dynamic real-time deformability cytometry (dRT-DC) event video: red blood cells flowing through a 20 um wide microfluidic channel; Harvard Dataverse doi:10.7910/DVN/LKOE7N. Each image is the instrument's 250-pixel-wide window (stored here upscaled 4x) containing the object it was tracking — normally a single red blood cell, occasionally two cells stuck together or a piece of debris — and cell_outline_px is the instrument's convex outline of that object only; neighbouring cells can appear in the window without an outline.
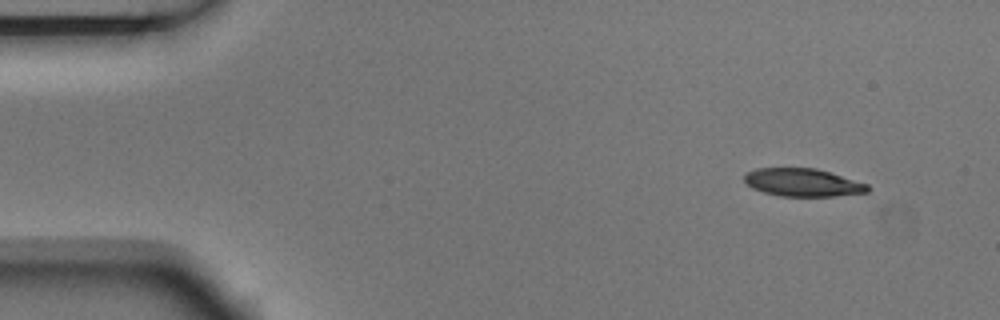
{"species": "Egyptian fruit bat (a non-hibernating species)", "species_latin": "Rousettus aegyptiacus", "temperature_condition": "room temperature", "stored_images_in_passage": 4, "camera_frame_rate_fps": 3000, "um_per_image_px": 0.085, "animal": {"sex": "male"}, "frame": {"image": 1, "passage_image": 1, "time_ms": 0.0, "image_size_px": [1000, 320], "cell_outline_px": [[868, 192], [832, 196], [780, 196], [764, 192], [752, 188], [744, 180], [744, 172], [756, 168], [816, 168], [868, 184]], "centroid_in_image_um": [68.19, 15.5], "position_along_channel_um": 16.8, "area_um2": 19.94}}
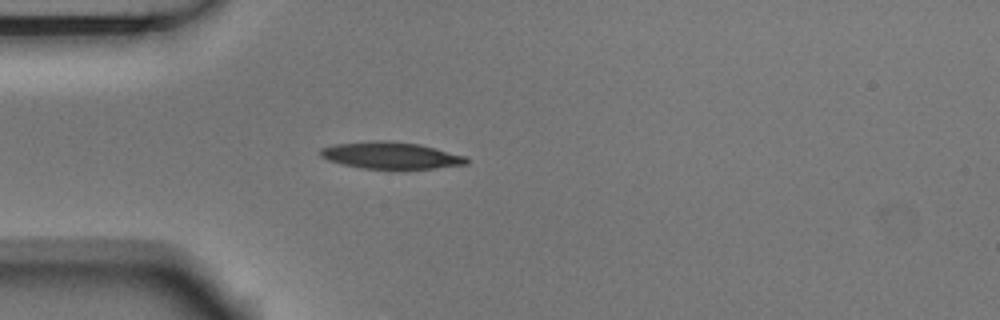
{"frame": {"image": 2, "passage_image": 4, "time_ms": 1.0, "image_size_px": [1000, 320], "cell_outline_px": [[468, 164], [432, 168], [360, 168], [340, 164], [328, 160], [320, 156], [320, 148], [332, 144], [372, 140], [388, 140], [420, 144], [464, 156], [468, 160]], "centroid_in_image_um": [33.14, 13.19], "position_along_channel_um": 51.9, "area_um2": 22.77}}